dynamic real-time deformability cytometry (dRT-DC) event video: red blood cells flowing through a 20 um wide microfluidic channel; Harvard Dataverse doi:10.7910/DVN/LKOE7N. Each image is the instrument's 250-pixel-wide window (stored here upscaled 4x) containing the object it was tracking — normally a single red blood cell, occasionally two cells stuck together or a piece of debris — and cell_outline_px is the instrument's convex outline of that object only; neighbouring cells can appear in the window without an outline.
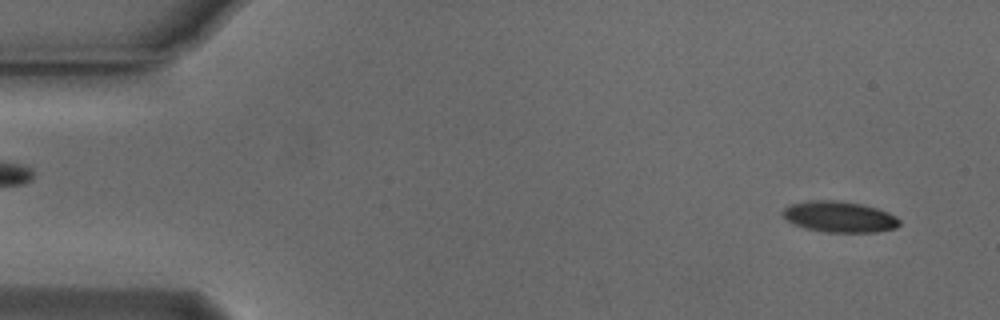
{"species": "Egyptian fruit bat (a non-hibernating species)", "species_latin": "Rousettus aegyptiacus", "temperature_condition": "cold", "stored_images_in_passage": 54, "camera_frame_rate_fps": 3000, "um_per_image_px": 0.085, "animal": {"sex": "male"}, "frame": {"image": 1, "passage_image": 3, "time_ms": 0.667, "image_size_px": [1000, 320], "cell_outline_px": [[900, 224], [896, 228], [876, 232], [824, 232], [808, 228], [796, 224], [788, 220], [780, 212], [788, 204], [808, 200], [840, 200], [864, 204], [888, 212], [896, 216], [900, 220]], "centroid_in_image_um": [71.36, 18.41], "position_along_channel_um": 13.6, "area_um2": 21.21}}
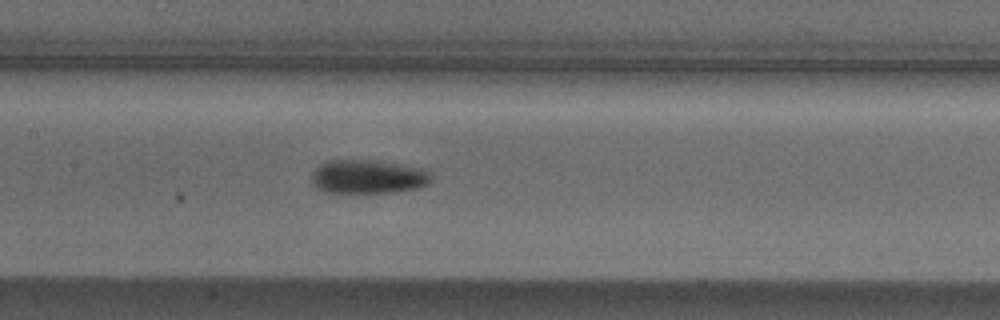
{"frame": {"image": 2, "passage_image": 25, "time_ms": 8.0, "image_size_px": [1000, 320], "cell_outline_px": [[432, 180], [428, 184], [420, 188], [396, 192], [324, 192], [316, 188], [312, 184], [312, 172], [320, 164], [328, 160], [372, 160], [428, 168], [432, 176]], "centroid_in_image_um": [31.33, 15.01], "position_along_channel_um": 176.1, "area_um2": 23.93}}
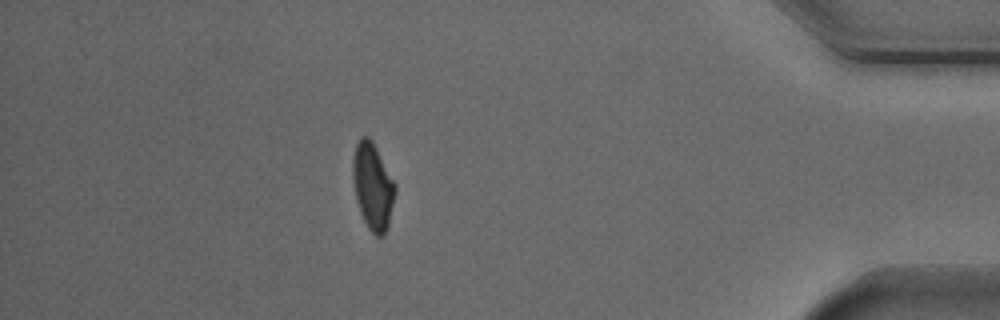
{"frame": {"image": 3, "passage_image": 47, "time_ms": 15.333, "image_size_px": [1000, 320], "cell_outline_px": [[396, 192], [388, 228], [384, 236], [376, 236], [368, 228], [360, 212], [356, 200], [352, 180], [352, 160], [356, 144], [360, 136], [368, 136], [372, 140], [396, 184]], "centroid_in_image_um": [31.68, 15.84], "position_along_channel_um": 403.5, "area_um2": 21.68}, "authors_computed_cell_mechanics": {"area_um2": 22.1663, "velocity_mm_per_s": 3.7625, "shape_relaxation_time_tau1_ms": 5.024, "shape_relaxation_time_tau2_ms": 7.9932, "deformation_change_tau1": 0.1454, "deformation_change_tau2": 0.1308}}